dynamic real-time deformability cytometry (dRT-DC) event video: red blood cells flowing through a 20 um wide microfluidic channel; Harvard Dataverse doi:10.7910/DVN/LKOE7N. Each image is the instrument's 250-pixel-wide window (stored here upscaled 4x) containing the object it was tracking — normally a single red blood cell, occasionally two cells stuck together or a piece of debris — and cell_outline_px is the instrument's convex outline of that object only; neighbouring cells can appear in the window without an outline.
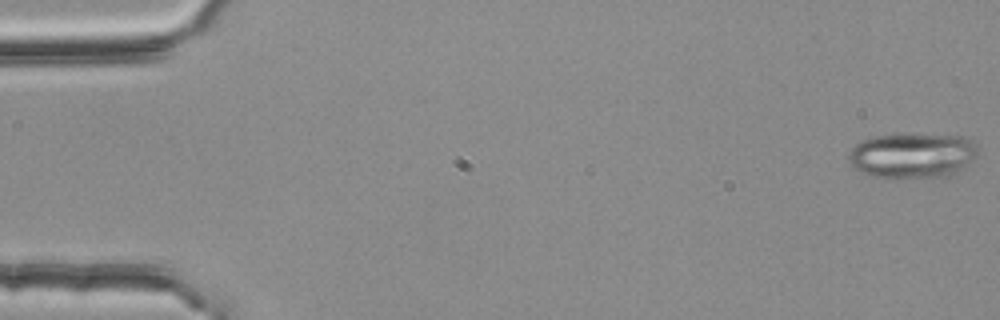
{"species": "common noctule bat (a hibernating species)", "species_latin": "Nyctalus noctula", "temperature_condition": "room temperature", "stored_images_in_passage": 54, "camera_frame_rate_fps": 3000, "um_per_image_px": 0.085, "animal": {"sex": "female", "body_mass_g": 25.1}, "frame": {"image": 1, "passage_image": 1, "time_ms": 0.0, "image_size_px": [1000, 320], "cell_outline_px": [[976, 156], [968, 164], [956, 172], [948, 176], [896, 180], [872, 176], [860, 172], [852, 168], [848, 164], [848, 152], [856, 144], [864, 140], [876, 136], [964, 136], [976, 144]], "centroid_in_image_um": [77.49, 13.29], "position_along_channel_um": 7.5, "area_um2": 33.99}}
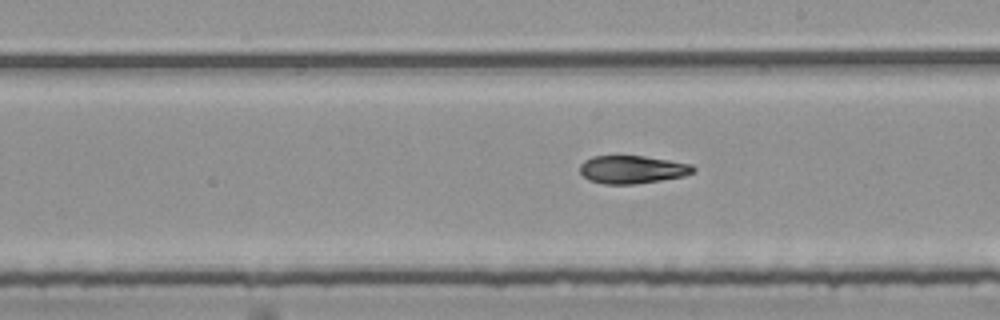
{"frame": {"image": 2, "passage_image": 31, "time_ms": 10.0, "image_size_px": [1000, 320], "cell_outline_px": [[696, 172], [684, 176], [660, 180], [632, 184], [604, 184], [588, 180], [580, 172], [580, 164], [584, 160], [592, 156], [644, 156], [692, 164], [696, 168]], "centroid_in_image_um": [53.75, 14.4], "position_along_channel_um": 235.3, "area_um2": 18.5}}
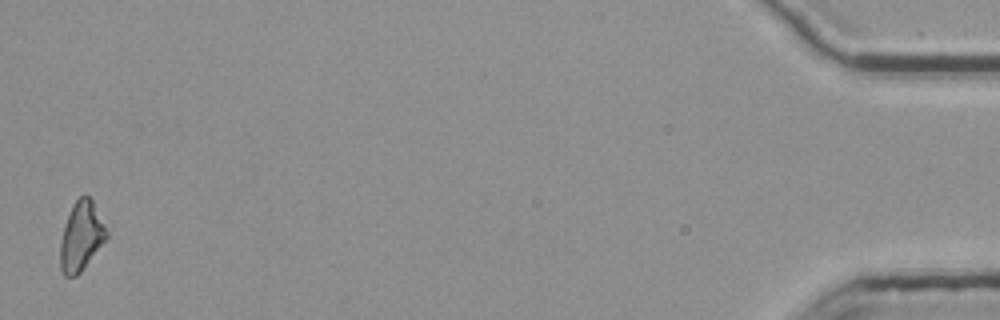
{"frame": {"image": 3, "passage_image": 54, "time_ms": 17.667, "image_size_px": [1000, 320], "cell_outline_px": [[108, 236], [80, 272], [76, 276], [64, 276], [60, 268], [60, 240], [64, 224], [72, 204], [80, 196], [88, 196], [92, 200], [108, 232]], "centroid_in_image_um": [6.87, 20.08], "position_along_channel_um": 428.3, "area_um2": 18.44}, "authors_computed_cell_mechanics": {"area_um2": 19.1318, "velocity_mm_per_s": 3.7849, "shape_relaxation_time_tau1_ms": null, "shape_relaxation_time_tau2_ms": 5.4236, "deformation_change_tau1": null, "deformation_change_tau2": 0.1353}}